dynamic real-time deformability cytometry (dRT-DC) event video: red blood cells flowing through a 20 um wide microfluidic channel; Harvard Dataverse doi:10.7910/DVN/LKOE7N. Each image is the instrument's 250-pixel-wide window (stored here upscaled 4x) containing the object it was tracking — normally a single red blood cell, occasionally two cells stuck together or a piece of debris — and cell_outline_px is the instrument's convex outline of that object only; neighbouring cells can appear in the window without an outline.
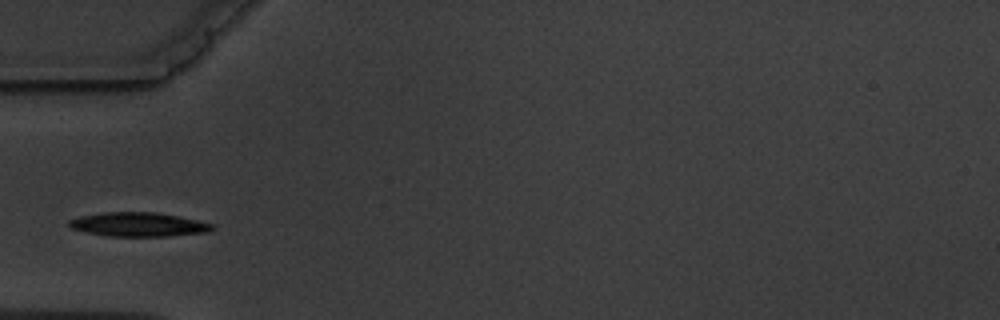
{"species": "common noctule bat (a hibernating species)", "species_latin": "Nyctalus noctula", "temperature_condition": "warm", "stored_images_in_passage": 9, "camera_frame_rate_fps": 3000, "um_per_image_px": 0.085, "animal": {"sex": "male", "body_mass_g": 19.5, "forearm_length_mm": 54.6}, "frame": {"image": 1, "passage_image": 3, "time_ms": 2.333, "image_size_px": [1000, 320], "cell_outline_px": [[212, 228], [208, 232], [168, 236], [108, 236], [88, 232], [72, 228], [68, 224], [68, 220], [80, 216], [104, 212], [156, 212], [196, 220], [212, 224]], "centroid_in_image_um": [11.73, 19.08], "position_along_channel_um": 73.3, "area_um2": 19.77}}
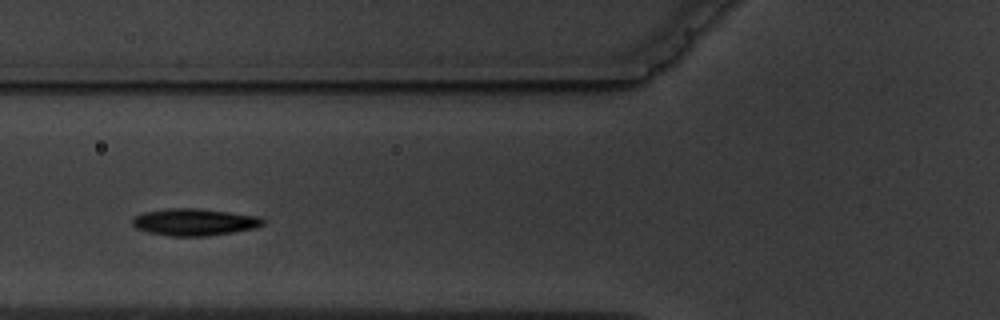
{"frame": {"image": 2, "passage_image": 4, "time_ms": 3.333, "image_size_px": [1000, 320], "cell_outline_px": [[264, 224], [256, 228], [208, 236], [168, 236], [148, 232], [136, 228], [132, 224], [132, 216], [144, 212], [168, 208], [200, 208], [260, 216], [264, 220]], "centroid_in_image_um": [16.51, 18.87], "position_along_channel_um": 109.3, "area_um2": 20.75}}
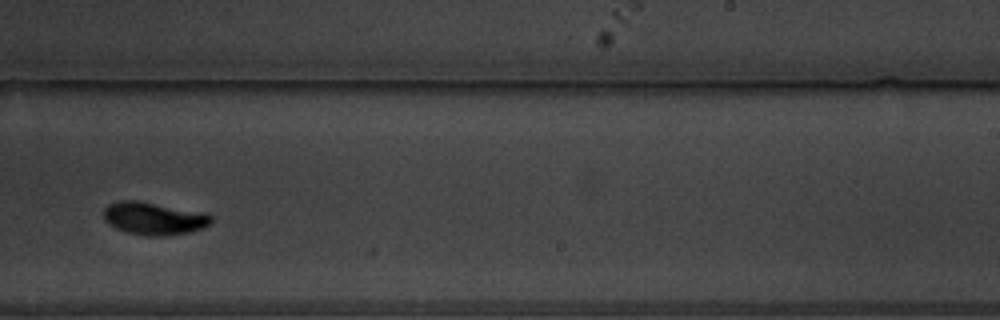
{"frame": {"image": 3, "passage_image": 8, "time_ms": 8.0, "image_size_px": [1000, 320], "cell_outline_px": [[212, 224], [204, 228], [192, 232], [160, 236], [148, 236], [128, 232], [116, 228], [108, 224], [104, 220], [104, 208], [108, 204], [120, 200], [132, 200], [204, 212], [212, 216]], "centroid_in_image_um": [13.1, 18.57], "position_along_channel_um": 275.9, "area_um2": 20.46}}